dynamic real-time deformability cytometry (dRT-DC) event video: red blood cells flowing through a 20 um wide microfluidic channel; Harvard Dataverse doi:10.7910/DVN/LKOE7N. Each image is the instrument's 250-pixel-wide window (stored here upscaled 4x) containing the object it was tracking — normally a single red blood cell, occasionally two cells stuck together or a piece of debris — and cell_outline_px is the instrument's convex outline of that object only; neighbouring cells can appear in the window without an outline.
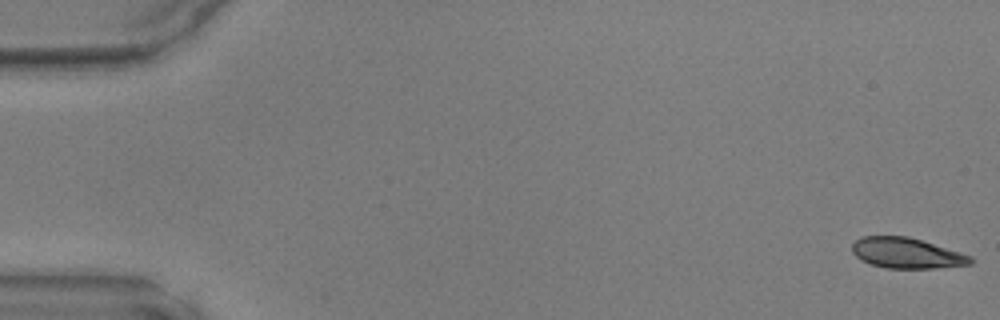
{"species": "common noctule bat (a hibernating species)", "species_latin": "Nyctalus noctula", "temperature_condition": "warm", "stored_images_in_passage": 48, "camera_frame_rate_fps": 3000, "um_per_image_px": 0.085, "animal": {"sex": "male", "body_mass_g": 17.9, "forearm_length_mm": 54.2}, "frame": {"image": 1, "passage_image": 1, "time_ms": 0.0, "image_size_px": [1000, 320], "cell_outline_px": [[972, 264], [936, 268], [884, 268], [860, 260], [852, 252], [852, 244], [856, 240], [864, 236], [908, 236], [960, 252], [972, 256]], "centroid_in_image_um": [77.05, 21.51], "position_along_channel_um": 7.9, "area_um2": 20.98}}
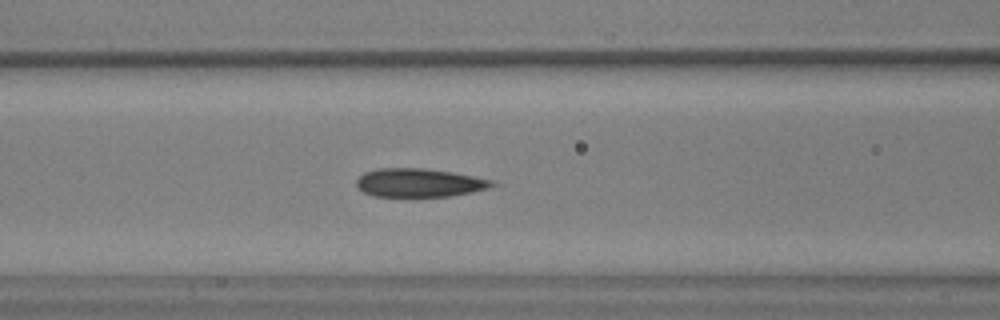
{"frame": {"image": 2, "passage_image": 20, "time_ms": 6.333, "image_size_px": [1000, 320], "cell_outline_px": [[500, 184], [488, 188], [472, 192], [448, 196], [376, 196], [364, 192], [356, 184], [356, 180], [364, 172], [376, 168], [424, 168], [452, 172], [492, 180]], "centroid_in_image_um": [35.65, 15.52], "position_along_channel_um": 131.0, "area_um2": 22.43}}
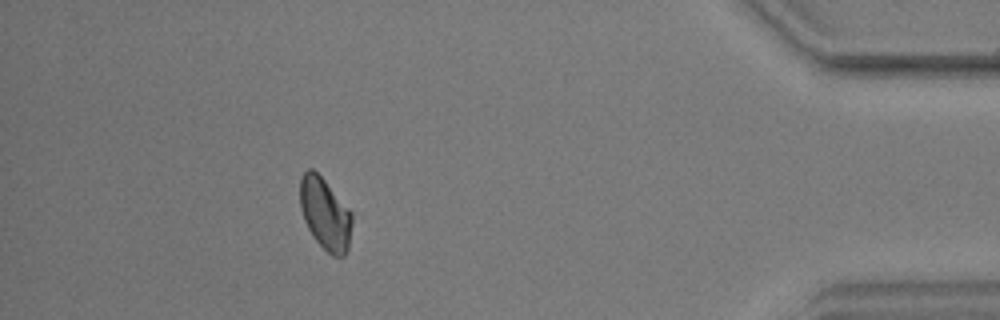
{"frame": {"image": 3, "passage_image": 43, "time_ms": 14.0, "image_size_px": [1000, 320], "cell_outline_px": [[352, 224], [348, 248], [344, 256], [332, 256], [316, 240], [308, 228], [304, 220], [300, 208], [300, 176], [308, 168], [312, 168], [324, 180], [352, 212]], "centroid_in_image_um": [27.63, 18.17], "position_along_channel_um": 407.6, "area_um2": 21.62}}